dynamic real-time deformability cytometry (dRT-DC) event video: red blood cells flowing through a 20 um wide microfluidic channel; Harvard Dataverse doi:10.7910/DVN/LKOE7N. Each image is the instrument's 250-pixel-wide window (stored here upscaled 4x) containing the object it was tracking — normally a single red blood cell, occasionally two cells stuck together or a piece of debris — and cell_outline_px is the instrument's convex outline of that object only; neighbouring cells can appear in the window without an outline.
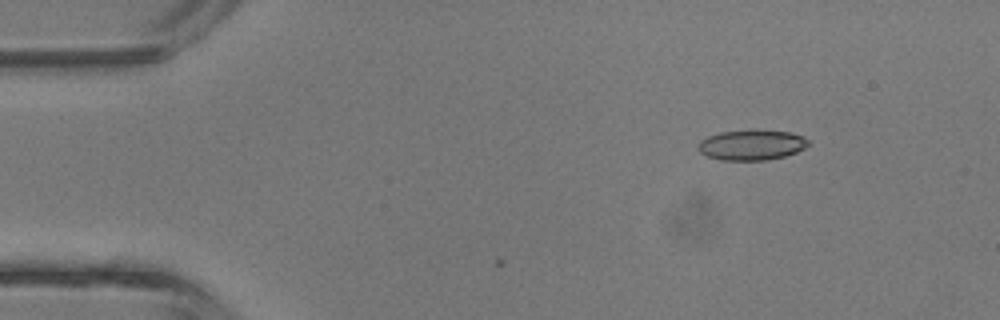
{"species": "common noctule bat (a hibernating species)", "species_latin": "Nyctalus noctula", "temperature_condition": "room temperature", "stored_images_in_passage": 4, "camera_frame_rate_fps": 3000, "um_per_image_px": 0.085, "animal": {"sex": "male", "body_mass_g": 13.3}, "frame": {"image": 1, "passage_image": 1, "time_ms": 0.0, "image_size_px": [1000, 320], "cell_outline_px": [[808, 144], [804, 148], [796, 152], [784, 156], [764, 160], [720, 160], [708, 156], [700, 152], [700, 140], [708, 136], [720, 132], [756, 128], [792, 132], [804, 136], [808, 140]], "centroid_in_image_um": [63.92, 12.28], "position_along_channel_um": 21.1, "area_um2": 19.71}}